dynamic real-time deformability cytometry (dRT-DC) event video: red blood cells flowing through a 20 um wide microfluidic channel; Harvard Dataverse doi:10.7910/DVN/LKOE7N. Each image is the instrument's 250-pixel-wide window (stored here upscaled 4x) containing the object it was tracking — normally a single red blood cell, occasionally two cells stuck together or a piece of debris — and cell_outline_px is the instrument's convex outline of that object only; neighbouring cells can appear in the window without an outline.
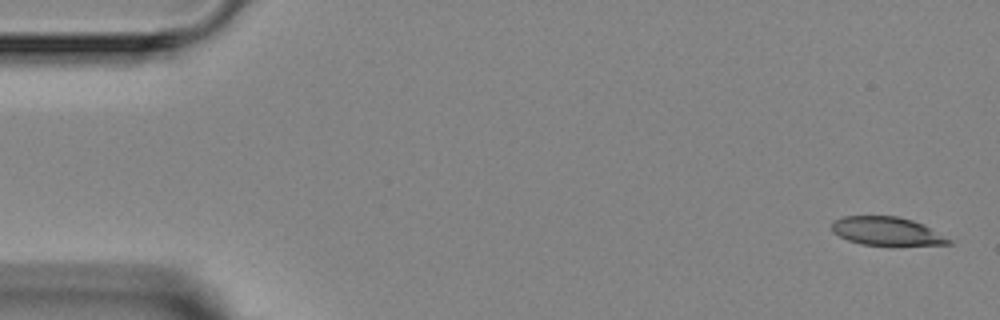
{"species": "Egyptian fruit bat (a non-hibernating species)", "species_latin": "Rousettus aegyptiacus", "temperature_condition": "room temperature", "stored_images_in_passage": 6, "camera_frame_rate_fps": 3000, "um_per_image_px": 0.085, "animal": {"sex": "female"}, "frame": {"image": 1, "passage_image": 1, "time_ms": 0.0, "image_size_px": [1000, 320], "cell_outline_px": [[952, 244], [860, 244], [848, 240], [832, 232], [832, 220], [844, 216], [896, 216], [912, 220], [952, 240]], "centroid_in_image_um": [75.28, 19.63], "position_along_channel_um": 9.7, "area_um2": 18.73}}
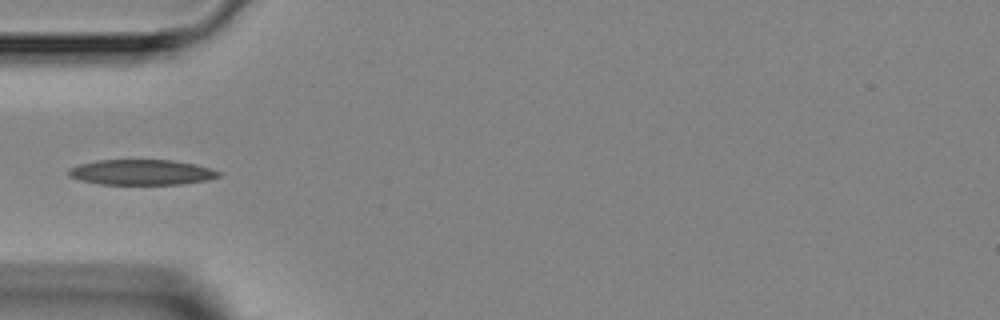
{"frame": {"image": 2, "passage_image": 5, "time_ms": 4.667, "image_size_px": [1000, 320], "cell_outline_px": [[224, 172], [220, 176], [208, 180], [180, 184], [100, 184], [80, 180], [68, 176], [68, 168], [80, 164], [96, 160], [172, 160], [196, 164]], "centroid_in_image_um": [12.05, 14.64], "position_along_channel_um": 72.9, "area_um2": 22.31}}
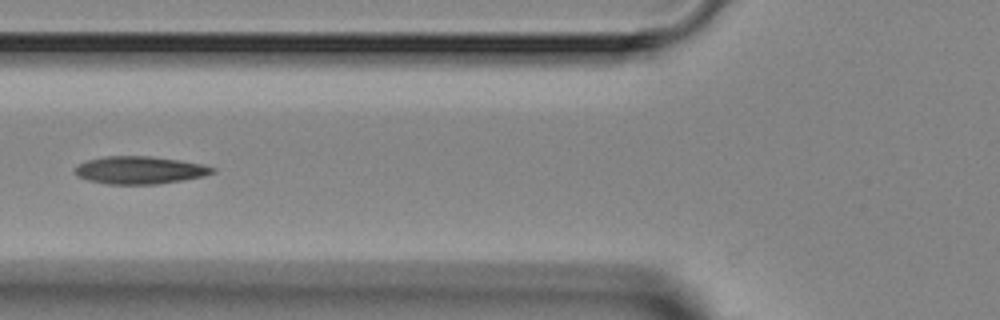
{"frame": {"image": 3, "passage_image": 6, "time_ms": 5.667, "image_size_px": [1000, 320], "cell_outline_px": [[216, 172], [204, 176], [156, 184], [108, 184], [88, 180], [76, 176], [72, 172], [80, 164], [88, 160], [104, 156], [148, 156], [204, 164], [216, 168]], "centroid_in_image_um": [11.87, 14.46], "position_along_channel_um": 113.9, "area_um2": 22.02}}